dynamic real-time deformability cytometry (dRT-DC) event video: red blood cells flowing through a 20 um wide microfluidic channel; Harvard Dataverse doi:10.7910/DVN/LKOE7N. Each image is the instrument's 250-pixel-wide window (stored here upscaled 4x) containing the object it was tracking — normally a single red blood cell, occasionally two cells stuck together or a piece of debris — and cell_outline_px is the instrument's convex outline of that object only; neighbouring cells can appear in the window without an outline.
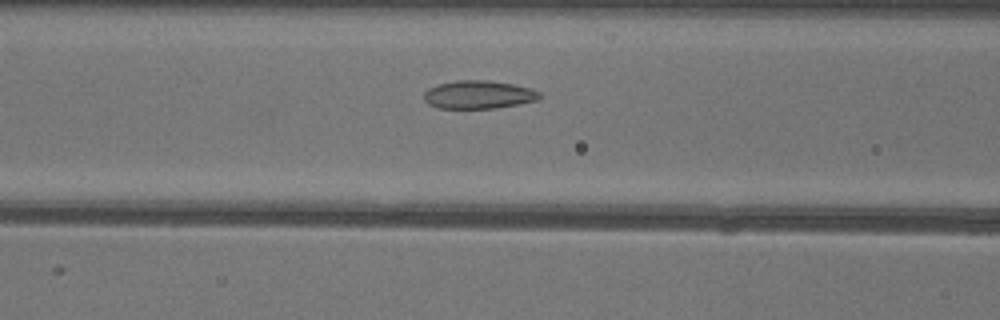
{"species": "common noctule bat (a hibernating species)", "species_latin": "Nyctalus noctula", "temperature_condition": "warm", "stored_images_in_passage": 38, "camera_frame_rate_fps": 3000, "um_per_image_px": 0.085, "animal": {"sex": "female"}, "frame": {"image": 1, "passage_image": 15, "time_ms": 4.667, "image_size_px": [1000, 320], "cell_outline_px": [[540, 96], [536, 100], [496, 108], [436, 108], [428, 104], [424, 100], [424, 92], [428, 88], [440, 84], [456, 80], [488, 80], [512, 84], [532, 88], [540, 92]], "centroid_in_image_um": [40.65, 8.04], "position_along_channel_um": 126.0, "area_um2": 18.9}}
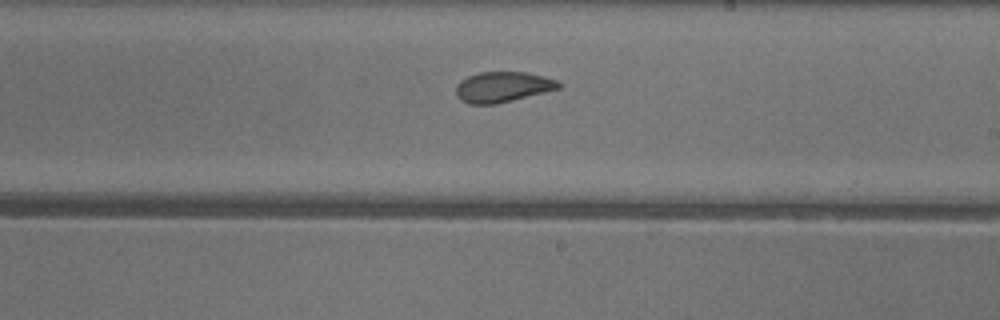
{"frame": {"image": 2, "passage_image": 24, "time_ms": 7.667, "image_size_px": [1000, 320], "cell_outline_px": [[560, 88], [496, 104], [468, 104], [460, 100], [456, 96], [456, 84], [460, 80], [468, 76], [480, 72], [528, 72], [544, 76], [556, 80], [560, 84]], "centroid_in_image_um": [42.68, 7.39], "position_along_channel_um": 246.3, "area_um2": 18.21}}
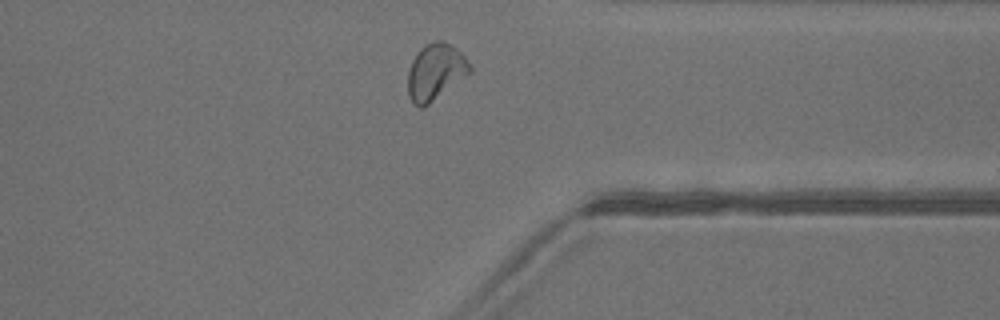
{"frame": {"image": 3, "passage_image": 34, "time_ms": 11.0, "image_size_px": [1000, 320], "cell_outline_px": [[472, 72], [428, 104], [420, 108], [408, 96], [408, 72], [412, 60], [420, 48], [436, 40], [444, 40], [452, 44], [464, 56], [472, 68]], "centroid_in_image_um": [37.02, 6.08], "position_along_channel_um": 374.4, "area_um2": 20.17}, "authors_computed_cell_mechanics": {"area_um2": 19.2185, "velocity_mm_per_s": 4.0182, "shape_relaxation_time_tau1_ms": 7.2209, "shape_relaxation_time_tau2_ms": 1.2098, "deformation_change_tau1": 0.1453, "deformation_change_tau2": 0.0718}}